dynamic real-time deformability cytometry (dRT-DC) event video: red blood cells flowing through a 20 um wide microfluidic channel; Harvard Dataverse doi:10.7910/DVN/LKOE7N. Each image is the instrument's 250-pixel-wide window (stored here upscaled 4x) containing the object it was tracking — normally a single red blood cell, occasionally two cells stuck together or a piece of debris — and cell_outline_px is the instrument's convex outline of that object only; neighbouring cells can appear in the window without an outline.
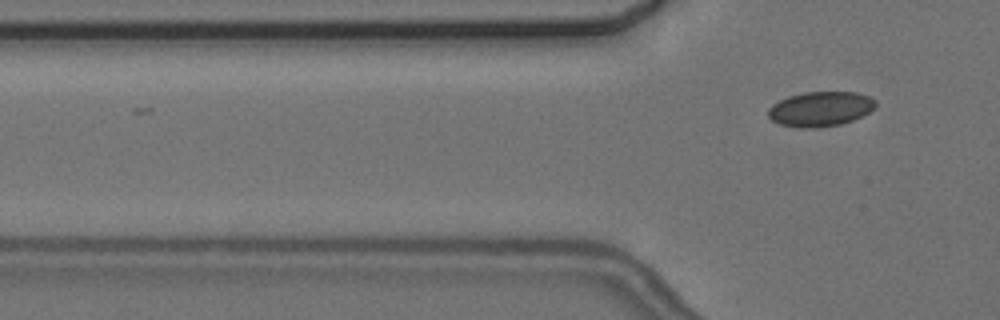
{"species": "common noctule bat (a hibernating species)", "species_latin": "Nyctalus noctula", "temperature_condition": "cold", "stored_images_in_passage": 7, "camera_frame_rate_fps": 3000, "um_per_image_px": 0.085, "animal": {"sex": "female", "body_mass_g": 24.6, "forearm_length_mm": 56.2}, "frame": {"image": 1, "passage_image": 7, "time_ms": 7.667, "image_size_px": [1000, 320], "cell_outline_px": [[876, 108], [852, 120], [840, 124], [812, 128], [800, 128], [780, 124], [772, 120], [768, 116], [768, 108], [772, 104], [788, 96], [804, 92], [856, 92], [868, 96], [876, 100]], "centroid_in_image_um": [69.72, 9.25], "position_along_channel_um": 56.1, "area_um2": 21.73}}